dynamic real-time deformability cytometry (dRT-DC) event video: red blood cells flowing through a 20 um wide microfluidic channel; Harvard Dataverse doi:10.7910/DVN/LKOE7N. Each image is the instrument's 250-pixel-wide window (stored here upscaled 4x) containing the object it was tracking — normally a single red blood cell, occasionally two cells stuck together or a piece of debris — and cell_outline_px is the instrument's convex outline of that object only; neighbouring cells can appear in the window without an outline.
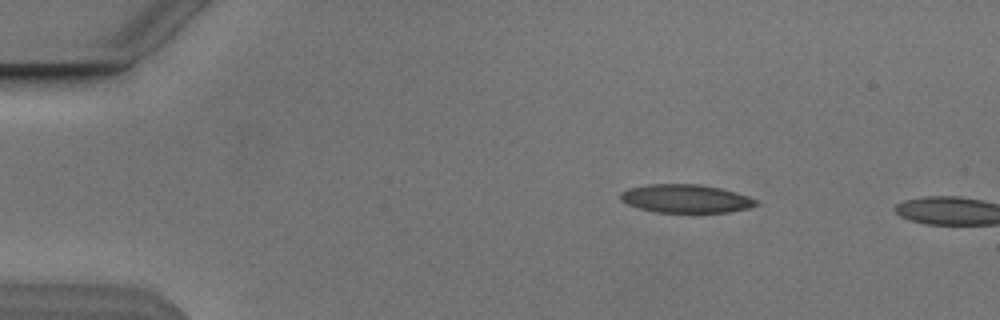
{"species": "Egyptian fruit bat (a non-hibernating species)", "species_latin": "Rousettus aegyptiacus", "temperature_condition": "cold", "stored_images_in_passage": 3, "camera_frame_rate_fps": 3000, "um_per_image_px": 0.085, "animal": {"sex": "male"}, "frame": {"image": 1, "passage_image": 2, "time_ms": 1.333, "image_size_px": [1000, 320], "cell_outline_px": [[760, 204], [748, 208], [728, 212], [656, 212], [640, 208], [628, 204], [620, 200], [620, 192], [628, 188], [648, 184], [700, 184], [720, 188], [736, 192], [748, 196], [756, 200]], "centroid_in_image_um": [58.28, 16.87], "position_along_channel_um": 26.7, "area_um2": 22.37}}